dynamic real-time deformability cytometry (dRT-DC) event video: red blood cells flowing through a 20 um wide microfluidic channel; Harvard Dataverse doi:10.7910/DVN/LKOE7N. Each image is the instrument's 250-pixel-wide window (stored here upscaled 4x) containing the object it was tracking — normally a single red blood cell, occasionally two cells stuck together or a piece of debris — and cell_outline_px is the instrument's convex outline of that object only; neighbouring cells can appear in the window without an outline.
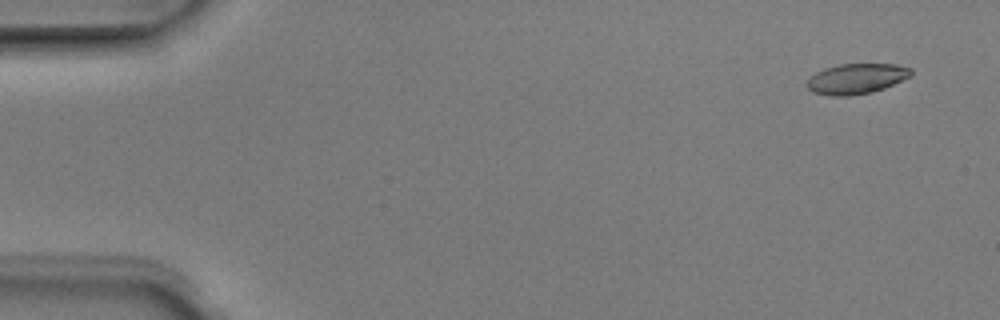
{"species": "Egyptian fruit bat (a non-hibernating species)", "species_latin": "Rousettus aegyptiacus", "temperature_condition": "room temperature", "stored_images_in_passage": 6, "camera_frame_rate_fps": 3000, "um_per_image_px": 0.085, "animal": {"sex": "male"}, "frame": {"image": 1, "passage_image": 1, "time_ms": 0.0, "image_size_px": [1000, 320], "cell_outline_px": [[912, 76], [884, 88], [872, 92], [848, 96], [832, 96], [812, 92], [808, 88], [808, 80], [816, 72], [824, 68], [840, 64], [896, 64], [912, 68]], "centroid_in_image_um": [72.82, 6.69], "position_along_channel_um": 12.2, "area_um2": 18.38}}
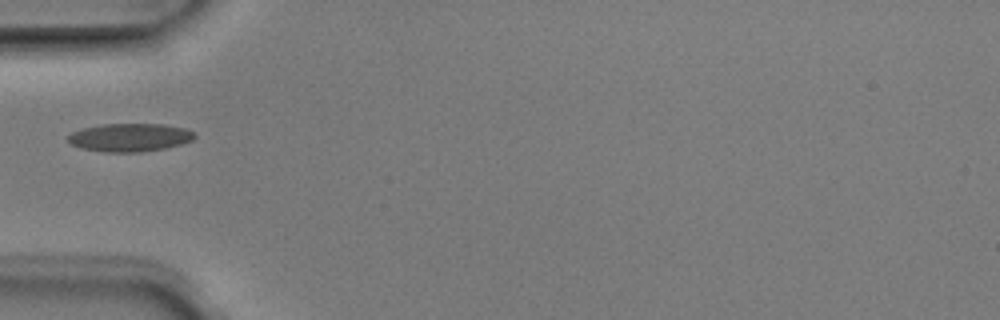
{"frame": {"image": 2, "passage_image": 5, "time_ms": 1.333, "image_size_px": [1000, 320], "cell_outline_px": [[196, 136], [192, 140], [180, 144], [164, 148], [140, 152], [104, 152], [80, 148], [72, 144], [68, 140], [68, 136], [72, 132], [84, 128], [100, 124], [164, 124], [184, 128], [196, 132]], "centroid_in_image_um": [11.04, 11.68], "position_along_channel_um": 74.0, "area_um2": 20.75}}
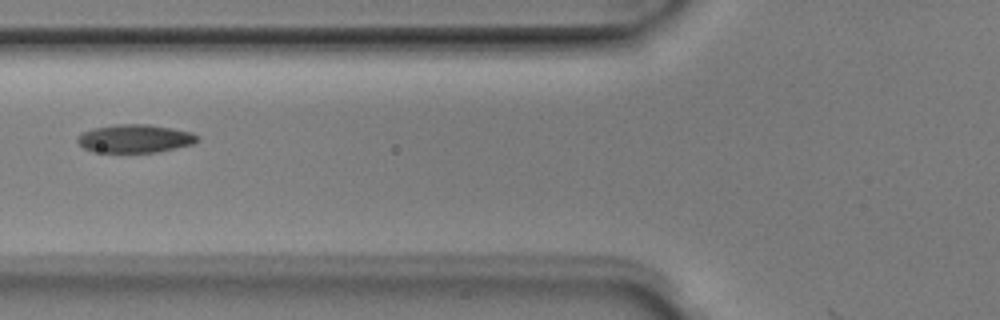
{"frame": {"image": 3, "passage_image": 6, "time_ms": 1.667, "image_size_px": [1000, 320], "cell_outline_px": [[200, 140], [192, 144], [176, 148], [156, 152], [92, 152], [84, 148], [76, 140], [76, 136], [92, 128], [116, 124], [148, 124], [172, 128], [192, 132], [200, 136]], "centroid_in_image_um": [11.48, 11.77], "position_along_channel_um": 114.3, "area_um2": 19.88}}